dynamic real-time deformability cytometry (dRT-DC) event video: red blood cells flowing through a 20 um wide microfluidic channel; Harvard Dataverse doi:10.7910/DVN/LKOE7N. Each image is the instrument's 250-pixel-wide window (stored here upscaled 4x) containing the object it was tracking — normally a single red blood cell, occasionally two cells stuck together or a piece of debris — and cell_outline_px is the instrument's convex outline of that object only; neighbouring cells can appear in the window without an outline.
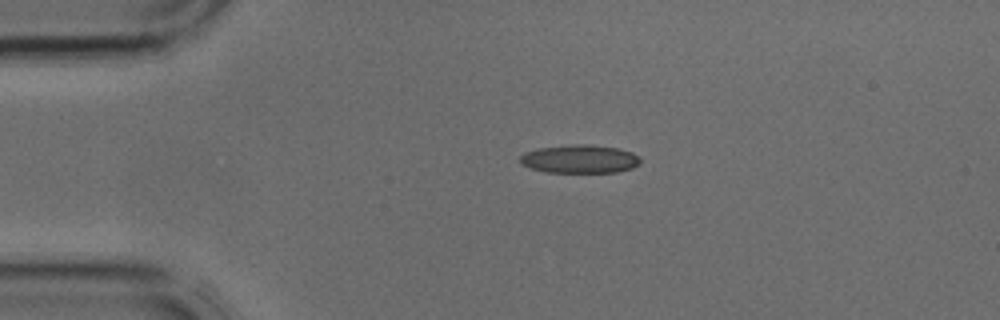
{"species": "common noctule bat (a hibernating species)", "species_latin": "Nyctalus noctula", "temperature_condition": "cold", "stored_images_in_passage": 3, "camera_frame_rate_fps": 3000, "um_per_image_px": 0.085, "animal": {"sex": "male", "body_mass_g": 17.9, "forearm_length_mm": 54.2}, "frame": {"image": 1, "passage_image": 2, "time_ms": 0.333, "image_size_px": [1000, 320], "cell_outline_px": [[640, 164], [632, 168], [616, 172], [548, 172], [532, 168], [520, 164], [520, 156], [524, 152], [540, 148], [572, 144], [584, 144], [616, 148], [632, 152], [640, 160]], "centroid_in_image_um": [49.26, 13.51], "position_along_channel_um": 35.7, "area_um2": 19.65}}